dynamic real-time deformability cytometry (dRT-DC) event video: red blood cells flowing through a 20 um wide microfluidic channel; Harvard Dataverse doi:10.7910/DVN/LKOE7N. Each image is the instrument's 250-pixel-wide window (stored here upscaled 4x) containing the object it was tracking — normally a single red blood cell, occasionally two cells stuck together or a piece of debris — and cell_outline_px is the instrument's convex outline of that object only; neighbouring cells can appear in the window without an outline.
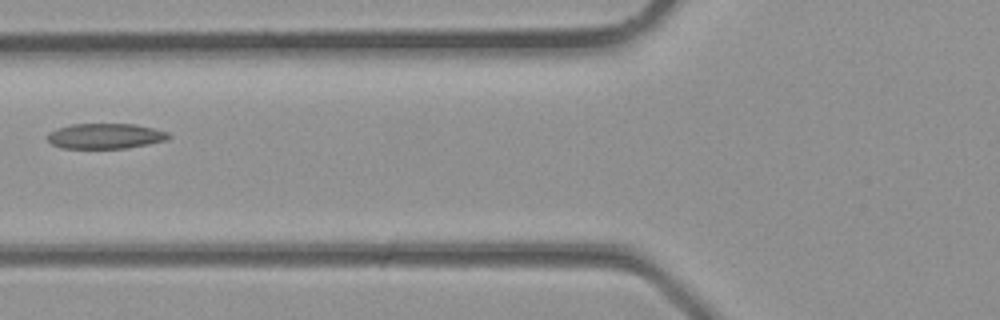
{"species": "common noctule bat (a hibernating species)", "species_latin": "Nyctalus noctula", "temperature_condition": "room temperature", "stored_images_in_passage": 3, "camera_frame_rate_fps": 3000, "um_per_image_px": 0.085, "animal": {"sex": "male", "body_mass_g": 23.1, "forearm_length_mm": 52.7}, "frame": {"image": 1, "passage_image": 3, "time_ms": 0.667, "image_size_px": [1000, 320], "cell_outline_px": [[172, 136], [168, 140], [148, 144], [124, 148], [60, 148], [52, 144], [48, 140], [48, 132], [72, 124], [132, 124], [152, 128], [168, 132]], "centroid_in_image_um": [8.97, 11.57], "position_along_channel_um": 116.8, "area_um2": 17.74}}